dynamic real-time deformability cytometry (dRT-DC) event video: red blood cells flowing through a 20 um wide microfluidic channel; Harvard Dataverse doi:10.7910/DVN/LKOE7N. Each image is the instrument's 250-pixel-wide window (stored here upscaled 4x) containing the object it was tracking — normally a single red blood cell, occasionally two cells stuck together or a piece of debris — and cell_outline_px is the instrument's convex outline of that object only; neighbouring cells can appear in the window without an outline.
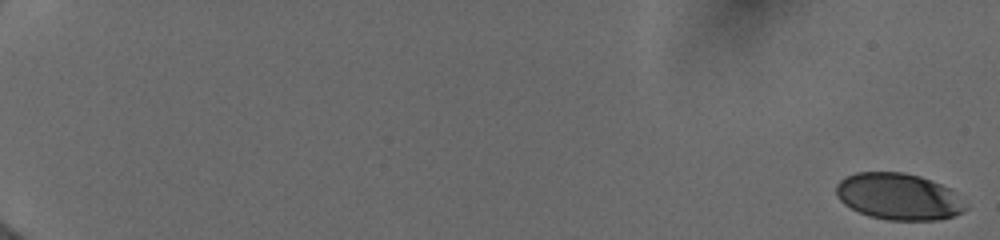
{"species": "human", "species_latin": "Homo sapiens", "temperature_condition": "cold", "stored_images_in_passage": 12, "camera_frame_rate_fps": 3000, "um_per_image_px": 0.085, "donor": {"sex": "female"}, "frame": {"image": 1, "passage_image": 1, "time_ms": 0.0, "image_size_px": [1000, 240], "cell_outline_px": [[968, 208], [952, 216], [940, 220], [888, 220], [868, 216], [844, 204], [836, 196], [836, 184], [844, 176], [856, 172], [904, 172], [920, 176], [940, 184], [948, 188], [968, 204]], "centroid_in_image_um": [76.36, 16.7], "position_along_channel_um": 8.6, "area_um2": 35.2}}
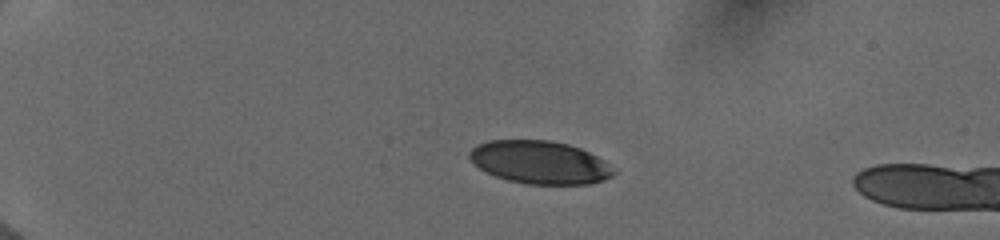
{"frame": {"image": 2, "passage_image": 9, "time_ms": 4.667, "image_size_px": [1000, 240], "cell_outline_px": [[616, 172], [612, 176], [604, 180], [592, 184], [528, 184], [508, 180], [496, 176], [480, 168], [468, 156], [468, 152], [476, 144], [488, 140], [552, 140], [568, 144], [580, 148], [604, 160]], "centroid_in_image_um": [45.89, 13.79], "position_along_channel_um": 39.1, "area_um2": 36.07}}